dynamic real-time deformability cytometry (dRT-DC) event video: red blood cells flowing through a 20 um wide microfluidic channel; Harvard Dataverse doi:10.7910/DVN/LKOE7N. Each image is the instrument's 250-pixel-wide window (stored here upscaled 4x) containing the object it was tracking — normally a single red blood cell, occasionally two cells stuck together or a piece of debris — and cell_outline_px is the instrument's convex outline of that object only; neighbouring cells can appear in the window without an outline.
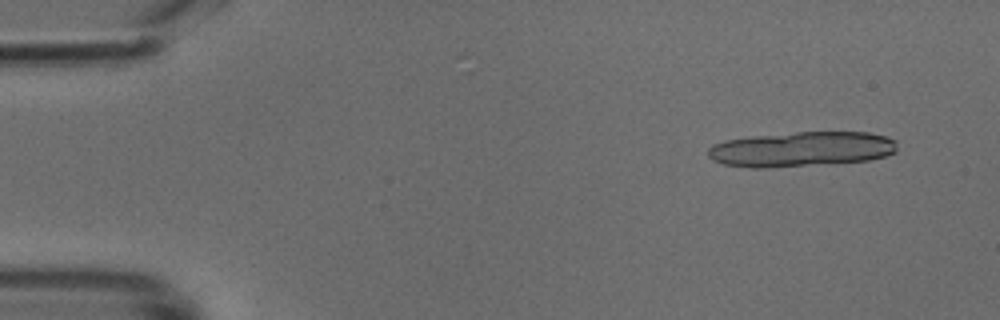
{"species": "common noctule bat (a hibernating species)", "species_latin": "Nyctalus noctula", "temperature_condition": "cold", "stored_images_in_passage": 23, "camera_frame_rate_fps": 3000, "um_per_image_px": 0.085, "animal": {"sex": "male", "body_mass_g": 18.8}, "frame": {"image": 1, "passage_image": 4, "time_ms": 1.0, "image_size_px": [1000, 320], "cell_outline_px": [[896, 152], [884, 156], [868, 160], [768, 168], [748, 168], [724, 164], [712, 160], [708, 156], [708, 148], [712, 144], [724, 140], [752, 136], [796, 132], [868, 132], [884, 136], [896, 140]], "centroid_in_image_um": [68.07, 12.68], "position_along_channel_um": 16.9, "area_um2": 38.61}}